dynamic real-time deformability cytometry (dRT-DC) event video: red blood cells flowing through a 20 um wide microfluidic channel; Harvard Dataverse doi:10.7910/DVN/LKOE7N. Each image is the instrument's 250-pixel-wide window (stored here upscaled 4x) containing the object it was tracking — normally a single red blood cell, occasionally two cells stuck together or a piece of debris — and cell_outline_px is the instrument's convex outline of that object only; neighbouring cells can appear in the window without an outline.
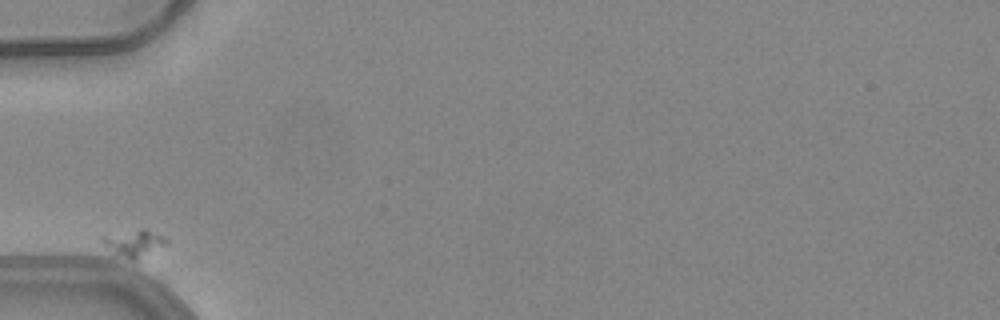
{"species": "common noctule bat (a hibernating species)", "species_latin": "Nyctalus noctula", "temperature_condition": "warm", "stored_images_in_passage": 14, "camera_frame_rate_fps": 3000, "um_per_image_px": 0.085, "animal": {"sex": "female", "body_mass_g": 24.6, "forearm_length_mm": 56.2}, "frame": {"image": 1, "passage_image": 1, "time_ms": 0.0, "image_size_px": [1000, 320], "cell_outline_px": [[172, 244], [136, 260], [132, 260], [116, 252], [104, 244], [100, 240], [100, 236], [140, 228], [144, 228], [164, 236]], "centroid_in_image_um": [11.51, 20.64], "position_along_channel_um": 73.5, "area_um2": 10.12}}
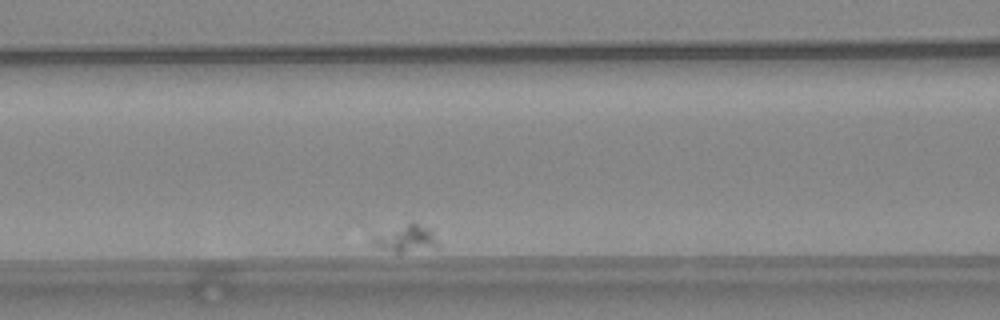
{"frame": {"image": 2, "passage_image": 8, "time_ms": 2.333, "image_size_px": [1000, 320], "cell_outline_px": [[440, 248], [404, 252], [396, 252], [376, 244], [372, 240], [376, 236], [412, 220], [432, 228], [440, 244]], "centroid_in_image_um": [34.73, 20.24], "position_along_channel_um": 131.9, "area_um2": 10.23}}